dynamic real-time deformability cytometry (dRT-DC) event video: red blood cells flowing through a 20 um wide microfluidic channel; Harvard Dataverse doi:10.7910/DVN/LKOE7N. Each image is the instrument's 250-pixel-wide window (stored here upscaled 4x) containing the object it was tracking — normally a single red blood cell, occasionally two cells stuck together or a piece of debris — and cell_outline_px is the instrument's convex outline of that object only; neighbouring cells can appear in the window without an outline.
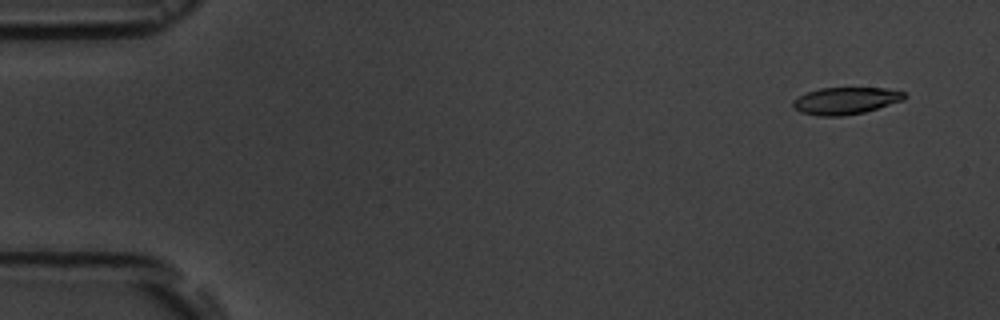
{"species": "common noctule bat (a hibernating species)", "species_latin": "Nyctalus noctula", "temperature_condition": "room temperature", "stored_images_in_passage": 6, "camera_frame_rate_fps": 3000, "um_per_image_px": 0.085, "animal": {"sex": "male", "body_mass_g": 19.5, "forearm_length_mm": 54.6}, "frame": {"image": 1, "passage_image": 1, "time_ms": 0.0, "image_size_px": [1000, 320], "cell_outline_px": [[908, 96], [904, 100], [864, 112], [840, 116], [820, 116], [800, 112], [792, 108], [792, 100], [808, 92], [820, 88], [884, 88], [904, 92]], "centroid_in_image_um": [71.87, 8.56], "position_along_channel_um": 13.1, "area_um2": 17.51}}
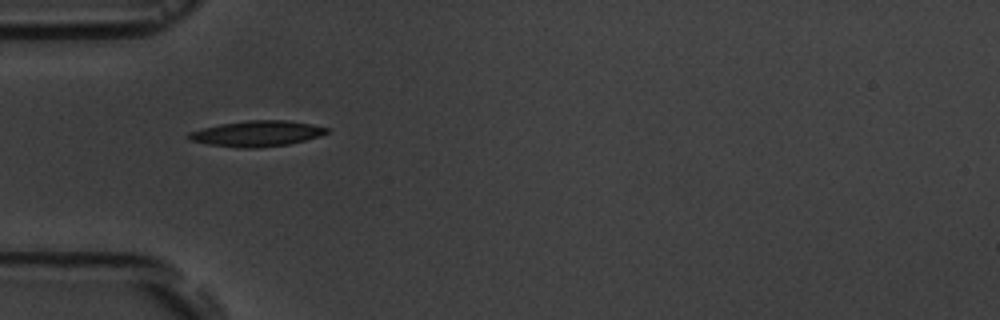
{"frame": {"image": 2, "passage_image": 5, "time_ms": 4.667, "image_size_px": [1000, 320], "cell_outline_px": [[328, 132], [320, 136], [288, 144], [256, 148], [240, 148], [208, 144], [188, 140], [188, 132], [220, 124], [248, 120], [288, 120], [312, 124], [328, 128]], "centroid_in_image_um": [21.83, 11.35], "position_along_channel_um": 63.2, "area_um2": 20.58}}
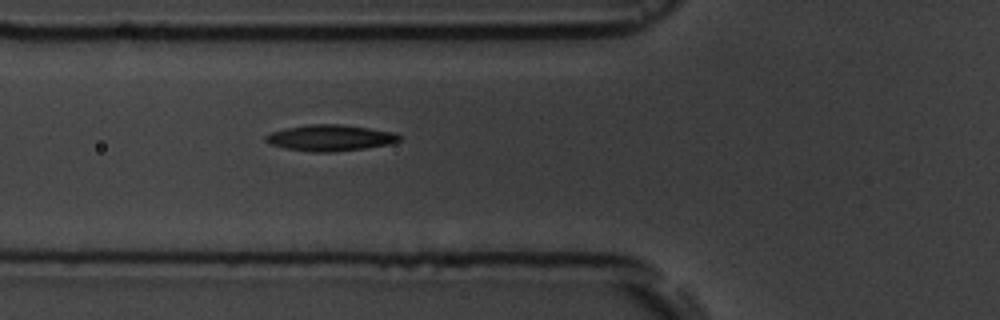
{"frame": {"image": 3, "passage_image": 6, "time_ms": 5.667, "image_size_px": [1000, 320], "cell_outline_px": [[404, 136], [400, 140], [388, 144], [364, 148], [332, 152], [312, 152], [284, 148], [268, 144], [264, 140], [264, 136], [272, 132], [288, 128], [312, 124], [340, 124], [368, 128], [392, 132]], "centroid_in_image_um": [28.04, 11.72], "position_along_channel_um": 97.8, "area_um2": 20.23}}